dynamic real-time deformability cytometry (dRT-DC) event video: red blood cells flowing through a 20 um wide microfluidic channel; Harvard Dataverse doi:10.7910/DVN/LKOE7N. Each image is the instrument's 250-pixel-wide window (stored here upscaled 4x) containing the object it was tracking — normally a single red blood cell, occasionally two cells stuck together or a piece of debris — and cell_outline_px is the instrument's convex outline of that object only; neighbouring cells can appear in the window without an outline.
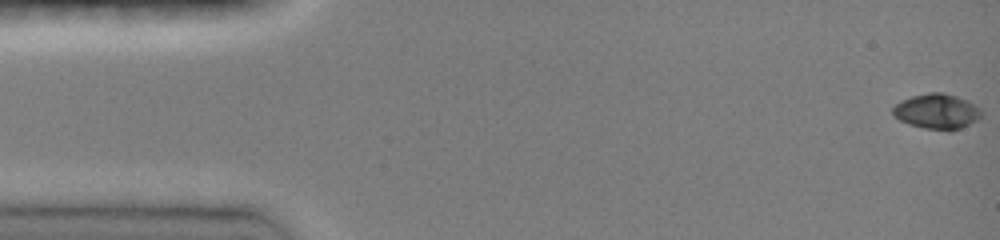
{"species": "common noctule bat (a hibernating species)", "species_latin": "Nyctalus noctula", "temperature_condition": "room temperature", "stored_images_in_passage": 12, "camera_frame_rate_fps": 3000, "um_per_image_px": 0.085, "animal": {"sex": "female", "body_mass_g": 19.0, "forearm_length_mm": 51.5}, "frame": {"image": 1, "passage_image": 1, "time_ms": 0.0, "image_size_px": [1000, 240], "cell_outline_px": [[980, 116], [976, 120], [960, 128], [948, 132], [924, 128], [908, 124], [900, 120], [892, 112], [892, 108], [900, 100], [912, 96], [928, 92], [940, 92], [956, 96], [968, 100], [980, 108]], "centroid_in_image_um": [79.61, 9.47], "position_along_channel_um": 5.4, "area_um2": 18.15}}
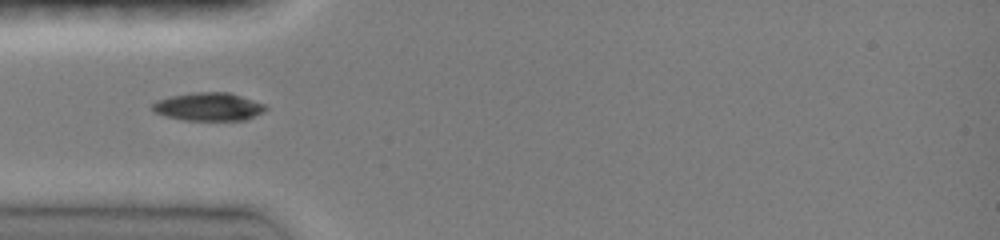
{"frame": {"image": 2, "passage_image": 9, "time_ms": 4.667, "image_size_px": [1000, 240], "cell_outline_px": [[268, 108], [264, 112], [244, 120], [184, 120], [164, 116], [156, 112], [152, 108], [152, 104], [156, 100], [172, 96], [196, 92], [228, 92], [264, 104]], "centroid_in_image_um": [17.72, 9.07], "position_along_channel_um": 67.3, "area_um2": 18.38}}
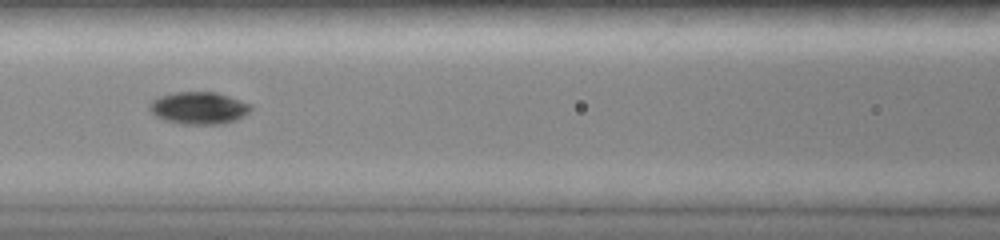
{"frame": {"image": 3, "passage_image": 11, "time_ms": 6.667, "image_size_px": [1000, 240], "cell_outline_px": [[252, 108], [244, 116], [236, 120], [224, 124], [180, 124], [164, 120], [156, 116], [148, 108], [148, 104], [152, 100], [160, 96], [176, 92], [216, 92], [252, 104]], "centroid_in_image_um": [16.9, 9.19], "position_along_channel_um": 149.7, "area_um2": 19.13}}